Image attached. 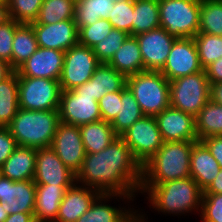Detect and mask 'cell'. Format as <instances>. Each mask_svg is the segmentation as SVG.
<instances>
[{"instance_id":"6da1fadb","label":"cell","mask_w":222,"mask_h":222,"mask_svg":"<svg viewBox=\"0 0 222 222\" xmlns=\"http://www.w3.org/2000/svg\"><path fill=\"white\" fill-rule=\"evenodd\" d=\"M141 181L142 166L120 136L104 150L86 153L76 174V183L80 185L103 194H124L135 199L140 192Z\"/></svg>"},{"instance_id":"7a4b0ae2","label":"cell","mask_w":222,"mask_h":222,"mask_svg":"<svg viewBox=\"0 0 222 222\" xmlns=\"http://www.w3.org/2000/svg\"><path fill=\"white\" fill-rule=\"evenodd\" d=\"M147 195L150 208L164 215L178 216L194 211L201 213L203 191L192 177L167 181L153 187H140ZM147 193V194H146Z\"/></svg>"},{"instance_id":"3957f363","label":"cell","mask_w":222,"mask_h":222,"mask_svg":"<svg viewBox=\"0 0 222 222\" xmlns=\"http://www.w3.org/2000/svg\"><path fill=\"white\" fill-rule=\"evenodd\" d=\"M196 141L163 142L142 166L140 187H153L171 180L190 177V156Z\"/></svg>"},{"instance_id":"277c9868","label":"cell","mask_w":222,"mask_h":222,"mask_svg":"<svg viewBox=\"0 0 222 222\" xmlns=\"http://www.w3.org/2000/svg\"><path fill=\"white\" fill-rule=\"evenodd\" d=\"M59 123L58 110L19 108L6 127L18 146L40 149L51 147Z\"/></svg>"},{"instance_id":"5b68a950","label":"cell","mask_w":222,"mask_h":222,"mask_svg":"<svg viewBox=\"0 0 222 222\" xmlns=\"http://www.w3.org/2000/svg\"><path fill=\"white\" fill-rule=\"evenodd\" d=\"M126 86L146 116H156L170 106L169 81L160 71H142L126 77Z\"/></svg>"},{"instance_id":"8992f818","label":"cell","mask_w":222,"mask_h":222,"mask_svg":"<svg viewBox=\"0 0 222 222\" xmlns=\"http://www.w3.org/2000/svg\"><path fill=\"white\" fill-rule=\"evenodd\" d=\"M201 0H159L160 27L178 38H194L199 29Z\"/></svg>"},{"instance_id":"52a82bcc","label":"cell","mask_w":222,"mask_h":222,"mask_svg":"<svg viewBox=\"0 0 222 222\" xmlns=\"http://www.w3.org/2000/svg\"><path fill=\"white\" fill-rule=\"evenodd\" d=\"M170 106L194 117L210 100V82L206 71L169 81Z\"/></svg>"},{"instance_id":"ba28073f","label":"cell","mask_w":222,"mask_h":222,"mask_svg":"<svg viewBox=\"0 0 222 222\" xmlns=\"http://www.w3.org/2000/svg\"><path fill=\"white\" fill-rule=\"evenodd\" d=\"M61 88L59 80L18 77L19 108L25 110H58Z\"/></svg>"},{"instance_id":"9c48e42d","label":"cell","mask_w":222,"mask_h":222,"mask_svg":"<svg viewBox=\"0 0 222 222\" xmlns=\"http://www.w3.org/2000/svg\"><path fill=\"white\" fill-rule=\"evenodd\" d=\"M120 137L129 146L134 158L141 166L163 145L155 116L144 115Z\"/></svg>"},{"instance_id":"30bf717a","label":"cell","mask_w":222,"mask_h":222,"mask_svg":"<svg viewBox=\"0 0 222 222\" xmlns=\"http://www.w3.org/2000/svg\"><path fill=\"white\" fill-rule=\"evenodd\" d=\"M99 64L93 49L80 43L65 51L59 80L61 90H72L83 85L90 80Z\"/></svg>"},{"instance_id":"8fae6325","label":"cell","mask_w":222,"mask_h":222,"mask_svg":"<svg viewBox=\"0 0 222 222\" xmlns=\"http://www.w3.org/2000/svg\"><path fill=\"white\" fill-rule=\"evenodd\" d=\"M118 198L120 201L121 199L122 201H125L123 202L124 204L127 202L132 203L135 200V197L129 195L101 193L94 200L89 209L76 222H148L147 214H142L143 212L138 209H131L129 206L127 208L126 206L123 207L121 205L117 208L107 204L108 201L111 202L112 199L114 201L117 199L119 202Z\"/></svg>"},{"instance_id":"7c38bea8","label":"cell","mask_w":222,"mask_h":222,"mask_svg":"<svg viewBox=\"0 0 222 222\" xmlns=\"http://www.w3.org/2000/svg\"><path fill=\"white\" fill-rule=\"evenodd\" d=\"M60 122L80 126L102 120L98 102L90 93L61 90L59 102Z\"/></svg>"},{"instance_id":"4fadbf2b","label":"cell","mask_w":222,"mask_h":222,"mask_svg":"<svg viewBox=\"0 0 222 222\" xmlns=\"http://www.w3.org/2000/svg\"><path fill=\"white\" fill-rule=\"evenodd\" d=\"M203 70L194 39L178 38L160 72L171 81Z\"/></svg>"},{"instance_id":"5bb4252c","label":"cell","mask_w":222,"mask_h":222,"mask_svg":"<svg viewBox=\"0 0 222 222\" xmlns=\"http://www.w3.org/2000/svg\"><path fill=\"white\" fill-rule=\"evenodd\" d=\"M59 159L77 174L86 155L81 138L80 127L59 123L51 145Z\"/></svg>"},{"instance_id":"9a60e30c","label":"cell","mask_w":222,"mask_h":222,"mask_svg":"<svg viewBox=\"0 0 222 222\" xmlns=\"http://www.w3.org/2000/svg\"><path fill=\"white\" fill-rule=\"evenodd\" d=\"M135 37L139 44L145 71H161L176 38L161 27Z\"/></svg>"},{"instance_id":"2e32d148","label":"cell","mask_w":222,"mask_h":222,"mask_svg":"<svg viewBox=\"0 0 222 222\" xmlns=\"http://www.w3.org/2000/svg\"><path fill=\"white\" fill-rule=\"evenodd\" d=\"M36 184L33 179L12 181L0 174V203L8 215L34 213Z\"/></svg>"},{"instance_id":"e0dca14e","label":"cell","mask_w":222,"mask_h":222,"mask_svg":"<svg viewBox=\"0 0 222 222\" xmlns=\"http://www.w3.org/2000/svg\"><path fill=\"white\" fill-rule=\"evenodd\" d=\"M35 184L74 185L76 174L57 156L51 147L37 149L34 173Z\"/></svg>"},{"instance_id":"ac0fdd59","label":"cell","mask_w":222,"mask_h":222,"mask_svg":"<svg viewBox=\"0 0 222 222\" xmlns=\"http://www.w3.org/2000/svg\"><path fill=\"white\" fill-rule=\"evenodd\" d=\"M64 51L38 47L37 50L16 70L18 77H34L60 80Z\"/></svg>"},{"instance_id":"d6986e66","label":"cell","mask_w":222,"mask_h":222,"mask_svg":"<svg viewBox=\"0 0 222 222\" xmlns=\"http://www.w3.org/2000/svg\"><path fill=\"white\" fill-rule=\"evenodd\" d=\"M155 118L163 142L198 141L193 115L169 106Z\"/></svg>"},{"instance_id":"ffe728a7","label":"cell","mask_w":222,"mask_h":222,"mask_svg":"<svg viewBox=\"0 0 222 222\" xmlns=\"http://www.w3.org/2000/svg\"><path fill=\"white\" fill-rule=\"evenodd\" d=\"M34 29L38 47L67 51L78 43V29L74 19L54 24L30 23Z\"/></svg>"},{"instance_id":"44dd1931","label":"cell","mask_w":222,"mask_h":222,"mask_svg":"<svg viewBox=\"0 0 222 222\" xmlns=\"http://www.w3.org/2000/svg\"><path fill=\"white\" fill-rule=\"evenodd\" d=\"M101 193L78 183L65 191L55 222H76Z\"/></svg>"},{"instance_id":"7402d4cb","label":"cell","mask_w":222,"mask_h":222,"mask_svg":"<svg viewBox=\"0 0 222 222\" xmlns=\"http://www.w3.org/2000/svg\"><path fill=\"white\" fill-rule=\"evenodd\" d=\"M126 86V77L108 63H100L90 80L72 89L74 93H90L98 102L106 93L121 91Z\"/></svg>"},{"instance_id":"603a6c76","label":"cell","mask_w":222,"mask_h":222,"mask_svg":"<svg viewBox=\"0 0 222 222\" xmlns=\"http://www.w3.org/2000/svg\"><path fill=\"white\" fill-rule=\"evenodd\" d=\"M220 168L207 146L202 141H196L190 156V177L197 182L203 192L216 178Z\"/></svg>"},{"instance_id":"cb8c5ba5","label":"cell","mask_w":222,"mask_h":222,"mask_svg":"<svg viewBox=\"0 0 222 222\" xmlns=\"http://www.w3.org/2000/svg\"><path fill=\"white\" fill-rule=\"evenodd\" d=\"M71 186L36 184L35 221L55 222L65 191Z\"/></svg>"},{"instance_id":"d4e9b609","label":"cell","mask_w":222,"mask_h":222,"mask_svg":"<svg viewBox=\"0 0 222 222\" xmlns=\"http://www.w3.org/2000/svg\"><path fill=\"white\" fill-rule=\"evenodd\" d=\"M37 149L17 146L0 167V174L12 181L34 179Z\"/></svg>"},{"instance_id":"484cf974","label":"cell","mask_w":222,"mask_h":222,"mask_svg":"<svg viewBox=\"0 0 222 222\" xmlns=\"http://www.w3.org/2000/svg\"><path fill=\"white\" fill-rule=\"evenodd\" d=\"M108 64L125 77L145 71L136 37L129 35Z\"/></svg>"},{"instance_id":"4316f807","label":"cell","mask_w":222,"mask_h":222,"mask_svg":"<svg viewBox=\"0 0 222 222\" xmlns=\"http://www.w3.org/2000/svg\"><path fill=\"white\" fill-rule=\"evenodd\" d=\"M79 127L86 153L100 152L118 137L111 123L104 120L83 124Z\"/></svg>"},{"instance_id":"83f0119b","label":"cell","mask_w":222,"mask_h":222,"mask_svg":"<svg viewBox=\"0 0 222 222\" xmlns=\"http://www.w3.org/2000/svg\"><path fill=\"white\" fill-rule=\"evenodd\" d=\"M130 0H81L76 3L75 17L77 29L90 26L99 19H108L114 3Z\"/></svg>"},{"instance_id":"f1b7e54d","label":"cell","mask_w":222,"mask_h":222,"mask_svg":"<svg viewBox=\"0 0 222 222\" xmlns=\"http://www.w3.org/2000/svg\"><path fill=\"white\" fill-rule=\"evenodd\" d=\"M38 48L31 24L20 23L12 43V69L16 71Z\"/></svg>"},{"instance_id":"f546056e","label":"cell","mask_w":222,"mask_h":222,"mask_svg":"<svg viewBox=\"0 0 222 222\" xmlns=\"http://www.w3.org/2000/svg\"><path fill=\"white\" fill-rule=\"evenodd\" d=\"M195 130L198 141L222 136V105L209 100L195 116Z\"/></svg>"},{"instance_id":"4dcf8cb0","label":"cell","mask_w":222,"mask_h":222,"mask_svg":"<svg viewBox=\"0 0 222 222\" xmlns=\"http://www.w3.org/2000/svg\"><path fill=\"white\" fill-rule=\"evenodd\" d=\"M159 27V0H135L132 20V36Z\"/></svg>"},{"instance_id":"1f68e13d","label":"cell","mask_w":222,"mask_h":222,"mask_svg":"<svg viewBox=\"0 0 222 222\" xmlns=\"http://www.w3.org/2000/svg\"><path fill=\"white\" fill-rule=\"evenodd\" d=\"M18 109V74L14 71L0 82V126L6 127Z\"/></svg>"},{"instance_id":"d6a6232c","label":"cell","mask_w":222,"mask_h":222,"mask_svg":"<svg viewBox=\"0 0 222 222\" xmlns=\"http://www.w3.org/2000/svg\"><path fill=\"white\" fill-rule=\"evenodd\" d=\"M144 116L139 104L133 96V93L125 86L121 90V102L119 112L111 123L113 130L118 136H121L137 120Z\"/></svg>"},{"instance_id":"836d02e7","label":"cell","mask_w":222,"mask_h":222,"mask_svg":"<svg viewBox=\"0 0 222 222\" xmlns=\"http://www.w3.org/2000/svg\"><path fill=\"white\" fill-rule=\"evenodd\" d=\"M74 0H43L36 24H54L75 17Z\"/></svg>"},{"instance_id":"e575fe53","label":"cell","mask_w":222,"mask_h":222,"mask_svg":"<svg viewBox=\"0 0 222 222\" xmlns=\"http://www.w3.org/2000/svg\"><path fill=\"white\" fill-rule=\"evenodd\" d=\"M198 33L222 36V0H201Z\"/></svg>"},{"instance_id":"d590c367","label":"cell","mask_w":222,"mask_h":222,"mask_svg":"<svg viewBox=\"0 0 222 222\" xmlns=\"http://www.w3.org/2000/svg\"><path fill=\"white\" fill-rule=\"evenodd\" d=\"M202 68L205 70L222 55V36L197 33L193 38Z\"/></svg>"},{"instance_id":"8d00e7d4","label":"cell","mask_w":222,"mask_h":222,"mask_svg":"<svg viewBox=\"0 0 222 222\" xmlns=\"http://www.w3.org/2000/svg\"><path fill=\"white\" fill-rule=\"evenodd\" d=\"M129 35L125 31L113 28L103 40L92 47L97 60L100 63H108Z\"/></svg>"},{"instance_id":"74e56055","label":"cell","mask_w":222,"mask_h":222,"mask_svg":"<svg viewBox=\"0 0 222 222\" xmlns=\"http://www.w3.org/2000/svg\"><path fill=\"white\" fill-rule=\"evenodd\" d=\"M10 18L18 23L35 22L43 0H7Z\"/></svg>"},{"instance_id":"f35d334b","label":"cell","mask_w":222,"mask_h":222,"mask_svg":"<svg viewBox=\"0 0 222 222\" xmlns=\"http://www.w3.org/2000/svg\"><path fill=\"white\" fill-rule=\"evenodd\" d=\"M113 29L108 19H99L90 26L78 29V43L92 48L96 43L103 40Z\"/></svg>"},{"instance_id":"ab89813d","label":"cell","mask_w":222,"mask_h":222,"mask_svg":"<svg viewBox=\"0 0 222 222\" xmlns=\"http://www.w3.org/2000/svg\"><path fill=\"white\" fill-rule=\"evenodd\" d=\"M134 12V0L114 3L109 13L108 21L114 29L122 30L132 35V20Z\"/></svg>"},{"instance_id":"60d3db41","label":"cell","mask_w":222,"mask_h":222,"mask_svg":"<svg viewBox=\"0 0 222 222\" xmlns=\"http://www.w3.org/2000/svg\"><path fill=\"white\" fill-rule=\"evenodd\" d=\"M200 220L222 222V194L203 193Z\"/></svg>"},{"instance_id":"b9f144b4","label":"cell","mask_w":222,"mask_h":222,"mask_svg":"<svg viewBox=\"0 0 222 222\" xmlns=\"http://www.w3.org/2000/svg\"><path fill=\"white\" fill-rule=\"evenodd\" d=\"M14 19L0 25V60L12 67V43L16 27L19 25Z\"/></svg>"},{"instance_id":"7bdbcfd3","label":"cell","mask_w":222,"mask_h":222,"mask_svg":"<svg viewBox=\"0 0 222 222\" xmlns=\"http://www.w3.org/2000/svg\"><path fill=\"white\" fill-rule=\"evenodd\" d=\"M121 91L106 93L98 101L102 120L112 123L119 112Z\"/></svg>"},{"instance_id":"ee69618b","label":"cell","mask_w":222,"mask_h":222,"mask_svg":"<svg viewBox=\"0 0 222 222\" xmlns=\"http://www.w3.org/2000/svg\"><path fill=\"white\" fill-rule=\"evenodd\" d=\"M18 145L7 127L0 126V167L11 156Z\"/></svg>"},{"instance_id":"f6af8a7d","label":"cell","mask_w":222,"mask_h":222,"mask_svg":"<svg viewBox=\"0 0 222 222\" xmlns=\"http://www.w3.org/2000/svg\"><path fill=\"white\" fill-rule=\"evenodd\" d=\"M210 150L211 155L218 161L222 167V136H211L201 140Z\"/></svg>"},{"instance_id":"bcb514c9","label":"cell","mask_w":222,"mask_h":222,"mask_svg":"<svg viewBox=\"0 0 222 222\" xmlns=\"http://www.w3.org/2000/svg\"><path fill=\"white\" fill-rule=\"evenodd\" d=\"M205 71L210 83H222V63H219V59L211 63Z\"/></svg>"},{"instance_id":"7dc6e473","label":"cell","mask_w":222,"mask_h":222,"mask_svg":"<svg viewBox=\"0 0 222 222\" xmlns=\"http://www.w3.org/2000/svg\"><path fill=\"white\" fill-rule=\"evenodd\" d=\"M4 222H35L34 213L10 214Z\"/></svg>"},{"instance_id":"c3c4849f","label":"cell","mask_w":222,"mask_h":222,"mask_svg":"<svg viewBox=\"0 0 222 222\" xmlns=\"http://www.w3.org/2000/svg\"><path fill=\"white\" fill-rule=\"evenodd\" d=\"M203 193L222 194V167L216 178Z\"/></svg>"},{"instance_id":"681fc988","label":"cell","mask_w":222,"mask_h":222,"mask_svg":"<svg viewBox=\"0 0 222 222\" xmlns=\"http://www.w3.org/2000/svg\"><path fill=\"white\" fill-rule=\"evenodd\" d=\"M210 100L222 105V83H210Z\"/></svg>"},{"instance_id":"f907efd6","label":"cell","mask_w":222,"mask_h":222,"mask_svg":"<svg viewBox=\"0 0 222 222\" xmlns=\"http://www.w3.org/2000/svg\"><path fill=\"white\" fill-rule=\"evenodd\" d=\"M14 70L5 61L0 60V82L9 77Z\"/></svg>"},{"instance_id":"816d5d0a","label":"cell","mask_w":222,"mask_h":222,"mask_svg":"<svg viewBox=\"0 0 222 222\" xmlns=\"http://www.w3.org/2000/svg\"><path fill=\"white\" fill-rule=\"evenodd\" d=\"M10 19L8 3L6 2L5 4L0 5V25L6 23Z\"/></svg>"},{"instance_id":"f5cc1de1","label":"cell","mask_w":222,"mask_h":222,"mask_svg":"<svg viewBox=\"0 0 222 222\" xmlns=\"http://www.w3.org/2000/svg\"><path fill=\"white\" fill-rule=\"evenodd\" d=\"M8 213L3 208L2 203H0V222H4L5 219L8 217Z\"/></svg>"},{"instance_id":"db71d44e","label":"cell","mask_w":222,"mask_h":222,"mask_svg":"<svg viewBox=\"0 0 222 222\" xmlns=\"http://www.w3.org/2000/svg\"><path fill=\"white\" fill-rule=\"evenodd\" d=\"M7 0H0V5L5 4Z\"/></svg>"},{"instance_id":"11a10c76","label":"cell","mask_w":222,"mask_h":222,"mask_svg":"<svg viewBox=\"0 0 222 222\" xmlns=\"http://www.w3.org/2000/svg\"><path fill=\"white\" fill-rule=\"evenodd\" d=\"M219 63H222V55H221V57H220V59H219Z\"/></svg>"}]
</instances>
